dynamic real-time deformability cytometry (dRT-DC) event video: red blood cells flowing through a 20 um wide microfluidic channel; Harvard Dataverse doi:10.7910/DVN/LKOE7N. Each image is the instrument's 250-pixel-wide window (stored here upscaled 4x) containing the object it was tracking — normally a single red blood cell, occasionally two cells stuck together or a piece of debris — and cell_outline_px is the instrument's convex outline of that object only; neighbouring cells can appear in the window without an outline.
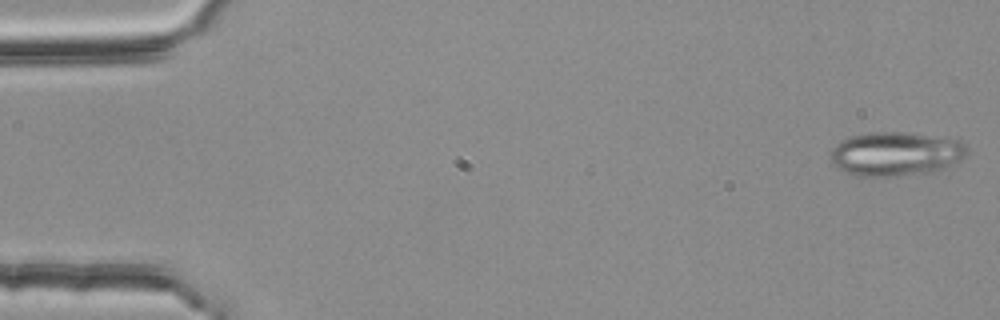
{"species": "common noctule bat (a hibernating species)", "species_latin": "Nyctalus noctula", "temperature_condition": "room temperature", "stored_images_in_passage": 16, "camera_frame_rate_fps": 3000, "um_per_image_px": 0.085, "animal": {"sex": "female", "body_mass_g": 25.1}, "frame": {"image": 1, "passage_image": 1, "time_ms": 0.0, "image_size_px": [1000, 320], "cell_outline_px": [[968, 152], [960, 160], [936, 172], [892, 176], [856, 176], [844, 172], [832, 160], [832, 148], [840, 140], [848, 136], [876, 132], [900, 132], [960, 140], [968, 148]], "centroid_in_image_um": [76.15, 13.08], "position_along_channel_um": 8.9, "area_um2": 34.8}}